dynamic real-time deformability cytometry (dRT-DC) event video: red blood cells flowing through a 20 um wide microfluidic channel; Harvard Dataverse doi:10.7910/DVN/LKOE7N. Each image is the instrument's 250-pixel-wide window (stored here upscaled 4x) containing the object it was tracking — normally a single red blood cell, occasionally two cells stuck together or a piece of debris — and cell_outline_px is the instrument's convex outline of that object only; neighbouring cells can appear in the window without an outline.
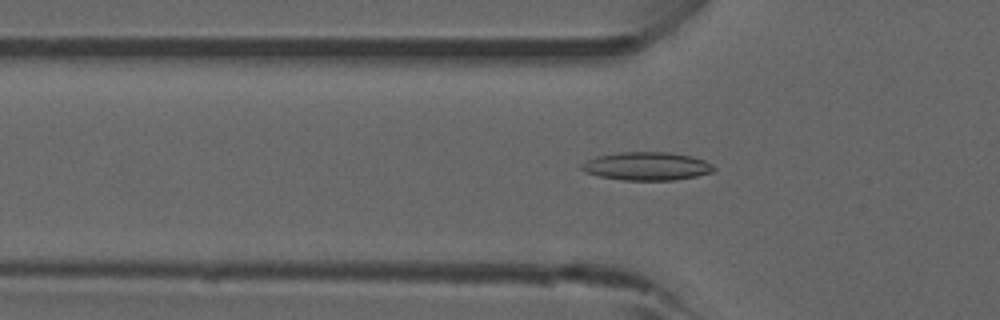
{"species": "common noctule bat (a hibernating species)", "species_latin": "Nyctalus noctula", "temperature_condition": "room temperature", "stored_images_in_passage": 52, "camera_frame_rate_fps": 3000, "um_per_image_px": 0.085, "animal": {"sex": "male", "forearm_length_mm": 52.5}, "frame": {"image": 1, "passage_image": 17, "time_ms": 5.333, "image_size_px": [1000, 320], "cell_outline_px": [[716, 168], [712, 172], [696, 176], [676, 180], [624, 180], [600, 176], [584, 172], [580, 168], [580, 164], [596, 156], [620, 152], [668, 152], [692, 156], [704, 160], [712, 164]], "centroid_in_image_um": [54.98, 14.12], "position_along_channel_um": 70.8, "area_um2": 21.79}}
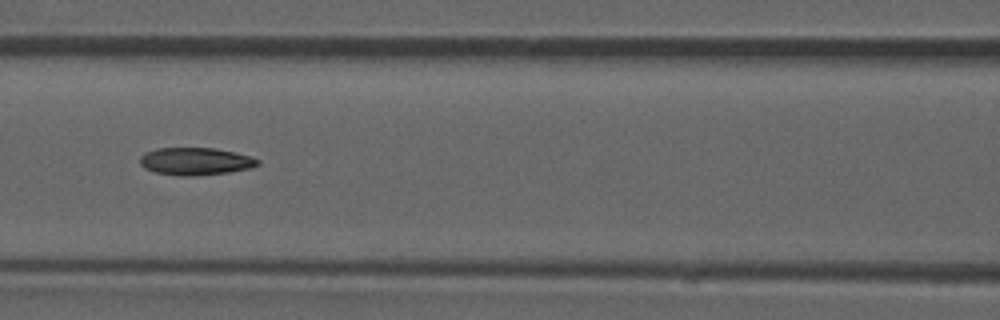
{"frame": {"image": 2, "passage_image": 23, "time_ms": 7.333, "image_size_px": [1000, 320], "cell_outline_px": [[260, 164], [252, 168], [228, 172], [192, 176], [180, 176], [152, 172], [144, 168], [140, 164], [140, 156], [144, 152], [156, 148], [212, 148], [236, 152], [252, 156], [260, 160]], "centroid_in_image_um": [16.61, 13.71], "position_along_channel_um": 150.0, "area_um2": 19.13}}
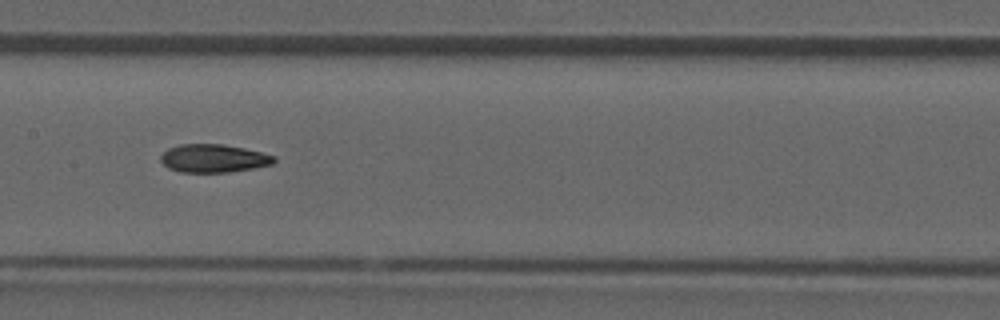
{"frame": {"image": 3, "passage_image": 26, "time_ms": 8.333, "image_size_px": [1000, 320], "cell_outline_px": [[276, 160], [272, 164], [252, 168], [228, 172], [180, 172], [168, 168], [160, 160], [160, 156], [168, 148], [180, 144], [224, 144], [244, 148], [276, 156]], "centroid_in_image_um": [18.14, 13.45], "position_along_channel_um": 189.3, "area_um2": 18.55}, "authors_computed_cell_mechanics": {"area_um2": 18.9873, "velocity_mm_per_s": 3.9212, "shape_relaxation_time_tau1_ms": 8.6521, "shape_relaxation_time_tau2_ms": 3.4943, "deformation_change_tau1": 0.2117, "deformation_change_tau2": 0.1136}}